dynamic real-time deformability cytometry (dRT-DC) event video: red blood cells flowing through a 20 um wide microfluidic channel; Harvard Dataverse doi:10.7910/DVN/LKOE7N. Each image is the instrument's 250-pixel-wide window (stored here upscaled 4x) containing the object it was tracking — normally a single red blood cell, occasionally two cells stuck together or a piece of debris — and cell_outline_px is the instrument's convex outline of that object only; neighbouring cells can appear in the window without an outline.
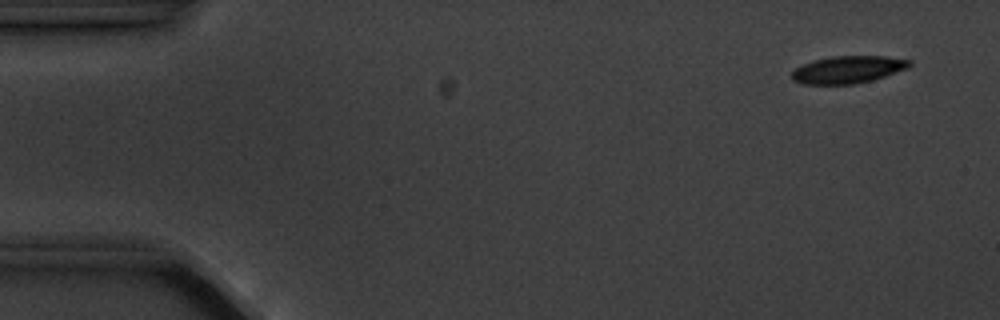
{"species": "common noctule bat (a hibernating species)", "species_latin": "Nyctalus noctula", "temperature_condition": "cold", "stored_images_in_passage": 7, "camera_frame_rate_fps": 3000, "um_per_image_px": 0.085, "animal": {"sex": "male", "body_mass_g": 20.1, "forearm_length_mm": 53.5}, "frame": {"image": 1, "passage_image": 2, "time_ms": 1.0, "image_size_px": [1000, 320], "cell_outline_px": [[912, 64], [908, 68], [872, 80], [856, 84], [804, 84], [792, 80], [792, 72], [796, 68], [812, 60], [832, 56], [888, 56], [912, 60]], "centroid_in_image_um": [72.1, 5.91], "position_along_channel_um": 12.9, "area_um2": 18.79}}
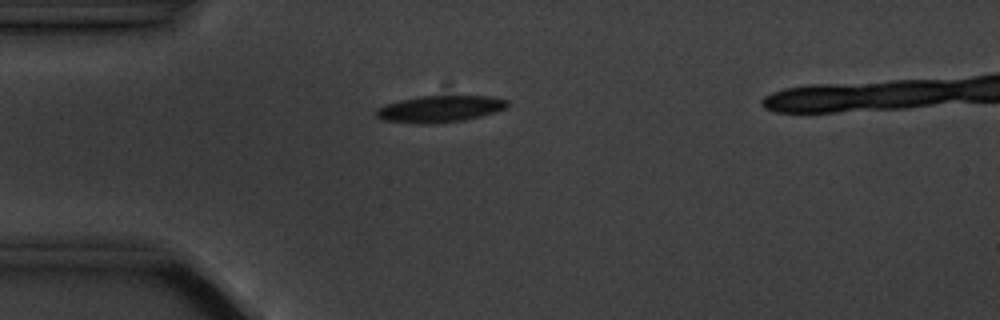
{"frame": {"image": 2, "passage_image": 5, "time_ms": 4.667, "image_size_px": [1000, 320], "cell_outline_px": [[508, 104], [504, 108], [480, 116], [464, 120], [432, 124], [420, 124], [384, 120], [376, 116], [376, 108], [384, 104], [400, 100], [420, 96], [488, 96], [508, 100]], "centroid_in_image_um": [37.33, 9.26], "position_along_channel_um": 47.7, "area_um2": 20.23}}
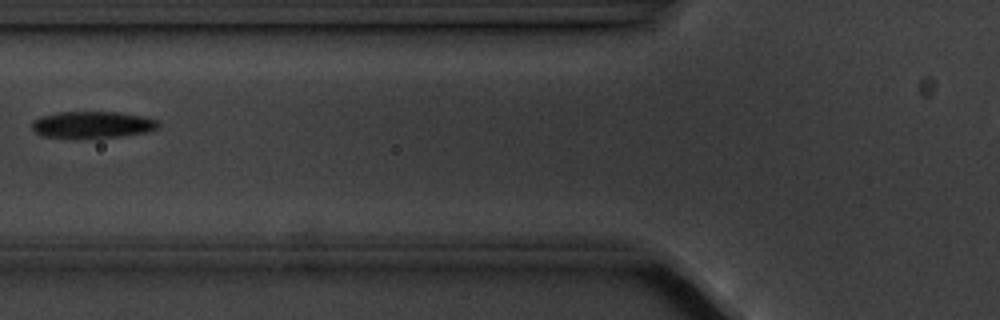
{"frame": {"image": 3, "passage_image": 7, "time_ms": 7.0, "image_size_px": [1000, 320], "cell_outline_px": [[160, 124], [156, 128], [148, 132], [120, 136], [44, 136], [36, 132], [32, 128], [32, 120], [40, 116], [60, 112], [120, 112], [144, 116], [160, 120]], "centroid_in_image_um": [7.91, 10.56], "position_along_channel_um": 117.9, "area_um2": 19.19}}